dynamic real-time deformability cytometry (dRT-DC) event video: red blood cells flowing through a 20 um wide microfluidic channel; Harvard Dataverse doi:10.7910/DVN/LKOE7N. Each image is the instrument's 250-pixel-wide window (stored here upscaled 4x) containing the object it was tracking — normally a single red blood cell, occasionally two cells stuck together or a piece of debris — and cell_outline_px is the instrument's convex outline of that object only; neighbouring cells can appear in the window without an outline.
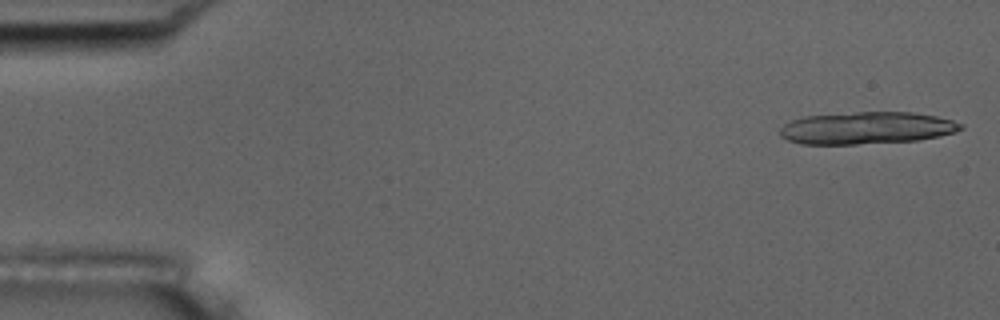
{"species": "common noctule bat (a hibernating species)", "species_latin": "Nyctalus noctula", "temperature_condition": "room temperature", "stored_images_in_passage": 17, "camera_frame_rate_fps": 3000, "um_per_image_px": 0.085, "animal": {"sex": "male", "body_mass_g": 17.5, "forearm_length_mm": 52.3}, "frame": {"image": 1, "passage_image": 1, "time_ms": 0.0, "image_size_px": [1000, 320], "cell_outline_px": [[964, 128], [956, 132], [940, 136], [916, 140], [856, 144], [800, 144], [788, 140], [780, 136], [780, 128], [784, 124], [792, 120], [804, 116], [856, 112], [912, 112], [936, 116], [952, 120], [964, 124]], "centroid_in_image_um": [73.67, 10.88], "position_along_channel_um": 11.3, "area_um2": 33.99}}